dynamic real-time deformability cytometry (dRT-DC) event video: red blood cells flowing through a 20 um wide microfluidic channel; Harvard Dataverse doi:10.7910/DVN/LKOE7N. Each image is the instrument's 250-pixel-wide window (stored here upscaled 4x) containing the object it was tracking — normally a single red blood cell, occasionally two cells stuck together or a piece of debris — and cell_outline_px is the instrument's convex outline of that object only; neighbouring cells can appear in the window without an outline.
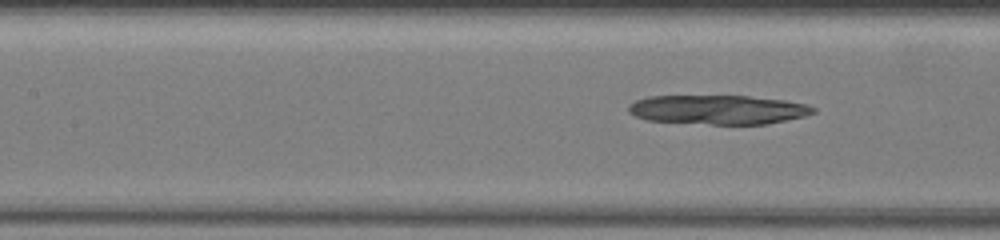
{"species": "common noctule bat (a hibernating species)", "species_latin": "Nyctalus noctula", "temperature_condition": "warm", "stored_images_in_passage": 62, "camera_frame_rate_fps": 3000, "um_per_image_px": 0.085, "animal": {"sex": "female", "body_mass_g": 19.5, "forearm_length_mm": 54.1}, "frame": {"image": 1, "passage_image": 31, "time_ms": 10.0, "image_size_px": [1000, 240], "cell_outline_px": [[816, 112], [804, 116], [768, 124], [712, 124], [648, 120], [636, 116], [628, 112], [628, 104], [636, 100], [648, 96], [748, 96], [784, 100], [808, 104], [816, 108]], "centroid_in_image_um": [61.05, 9.31], "position_along_channel_um": 146.3, "area_um2": 31.44}}
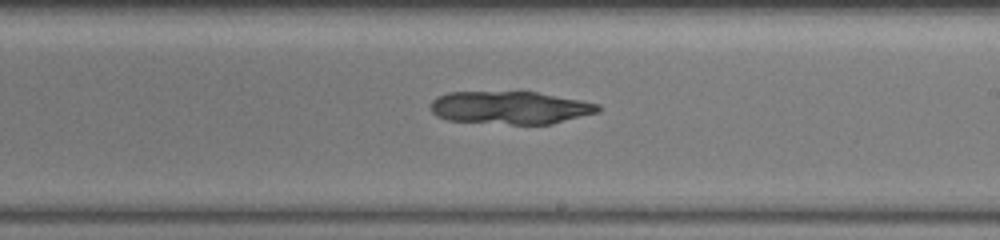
{"frame": {"image": 2, "passage_image": 40, "time_ms": 13.0, "image_size_px": [1000, 240], "cell_outline_px": [[600, 112], [552, 124], [512, 124], [448, 120], [436, 116], [432, 112], [432, 100], [436, 96], [448, 92], [536, 92], [580, 100], [600, 104]], "centroid_in_image_um": [43.38, 9.15], "position_along_channel_um": 245.6, "area_um2": 31.96}}
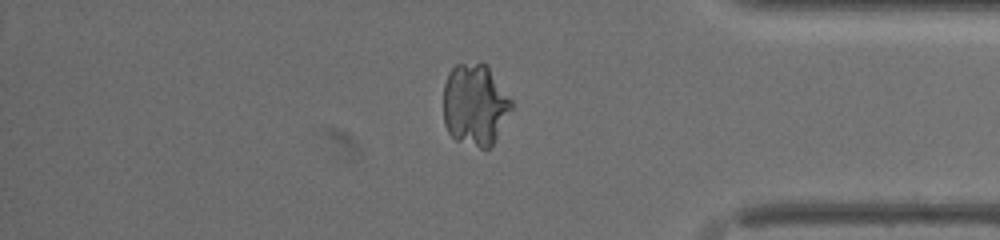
{"frame": {"image": 3, "passage_image": 55, "time_ms": 18.0, "image_size_px": [1000, 240], "cell_outline_px": [[512, 108], [492, 144], [488, 148], [480, 148], [456, 140], [448, 132], [444, 124], [444, 84], [448, 72], [456, 64], [480, 60], [488, 68], [512, 100]], "centroid_in_image_um": [40.34, 8.87], "position_along_channel_um": 394.9, "area_um2": 32.31}}